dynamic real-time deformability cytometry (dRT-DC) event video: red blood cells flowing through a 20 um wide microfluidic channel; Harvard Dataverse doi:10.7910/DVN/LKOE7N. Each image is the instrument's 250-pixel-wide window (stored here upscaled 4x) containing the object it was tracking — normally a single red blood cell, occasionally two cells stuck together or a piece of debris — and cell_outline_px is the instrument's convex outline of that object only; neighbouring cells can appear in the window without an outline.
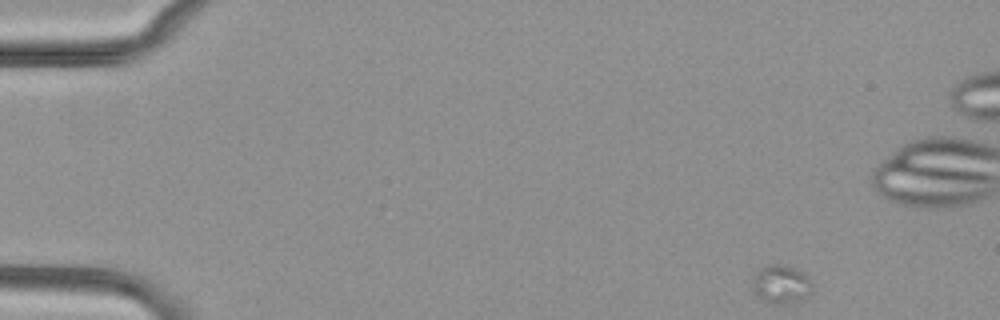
{"species": "common noctule bat (a hibernating species)", "species_latin": "Nyctalus noctula", "temperature_condition": "cold", "stored_images_in_passage": 6, "camera_frame_rate_fps": 3000, "um_per_image_px": 0.085, "animal": {"sex": "female", "body_mass_g": 29.2, "forearm_length_mm": 56.3}, "frame": {"image": 1, "passage_image": 1, "time_ms": 0.0, "image_size_px": [1000, 320], "cell_outline_px": [[812, 292], [804, 300], [780, 304], [776, 304], [764, 300], [752, 288], [752, 280], [756, 272], [760, 268], [768, 264], [788, 264], [804, 272], [808, 276], [812, 284]], "centroid_in_image_um": [66.44, 24.13], "position_along_channel_um": 18.6, "area_um2": 13.64}}